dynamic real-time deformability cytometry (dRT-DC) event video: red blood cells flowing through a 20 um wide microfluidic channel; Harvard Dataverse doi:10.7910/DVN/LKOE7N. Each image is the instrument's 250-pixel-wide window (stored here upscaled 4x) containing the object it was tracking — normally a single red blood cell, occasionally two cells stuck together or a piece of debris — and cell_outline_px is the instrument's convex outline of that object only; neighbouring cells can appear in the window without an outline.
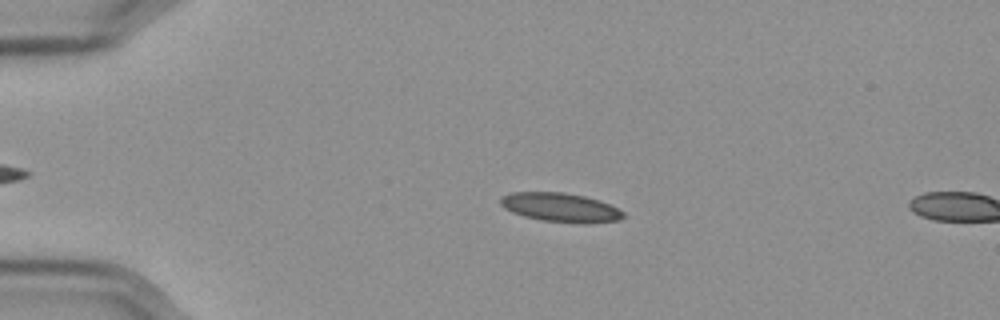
{"species": "Egyptian fruit bat (a non-hibernating species)", "species_latin": "Rousettus aegyptiacus", "temperature_condition": "cold", "stored_images_in_passage": 15, "camera_frame_rate_fps": 3000, "um_per_image_px": 0.085, "frame": {"image": 1, "passage_image": 13, "time_ms": 4.0, "image_size_px": [1000, 320], "cell_outline_px": [[624, 216], [620, 220], [584, 224], [580, 224], [544, 220], [524, 216], [512, 212], [504, 208], [500, 204], [500, 196], [512, 192], [564, 192], [584, 196], [600, 200], [624, 212]], "centroid_in_image_um": [47.63, 17.63], "position_along_channel_um": 37.4, "area_um2": 20.81}}